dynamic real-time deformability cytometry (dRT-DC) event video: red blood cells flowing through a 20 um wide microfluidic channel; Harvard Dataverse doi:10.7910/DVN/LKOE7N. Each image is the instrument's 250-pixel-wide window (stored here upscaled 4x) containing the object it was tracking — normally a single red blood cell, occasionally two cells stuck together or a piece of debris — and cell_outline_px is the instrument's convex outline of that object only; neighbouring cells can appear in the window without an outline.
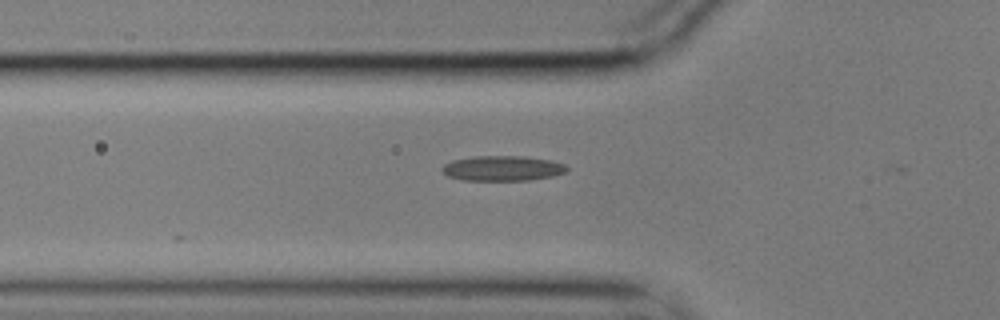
{"species": "common noctule bat (a hibernating species)", "species_latin": "Nyctalus noctula", "temperature_condition": "cold", "stored_images_in_passage": 15, "camera_frame_rate_fps": 3000, "um_per_image_px": 0.085, "animal": {"sex": "male", "body_mass_g": 17.9}, "frame": {"image": 1, "passage_image": 6, "time_ms": 1.667, "image_size_px": [1000, 320], "cell_outline_px": [[568, 172], [552, 176], [528, 180], [460, 180], [448, 176], [440, 168], [444, 164], [452, 160], [472, 156], [524, 156], [552, 160], [564, 164], [568, 168]], "centroid_in_image_um": [42.71, 14.3], "position_along_channel_um": 83.1, "area_um2": 18.38}}
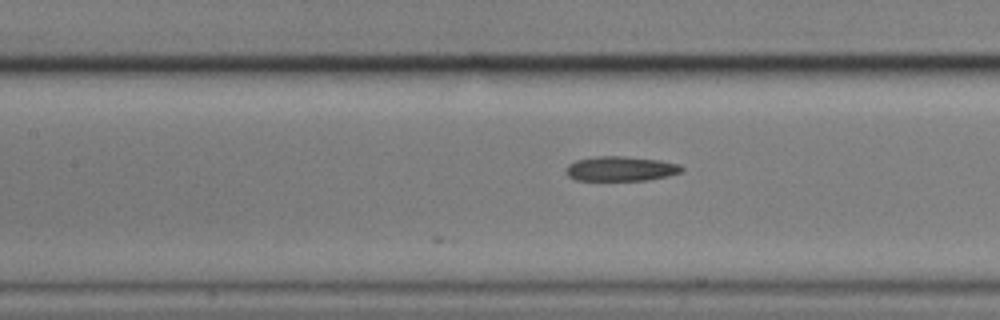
{"frame": {"image": 2, "passage_image": 12, "time_ms": 3.667, "image_size_px": [1000, 320], "cell_outline_px": [[684, 172], [668, 176], [648, 180], [576, 180], [568, 176], [564, 172], [564, 168], [568, 164], [576, 160], [596, 156], [624, 156], [660, 160], [680, 164], [684, 168]], "centroid_in_image_um": [52.77, 14.34], "position_along_channel_um": 154.6, "area_um2": 16.94}}
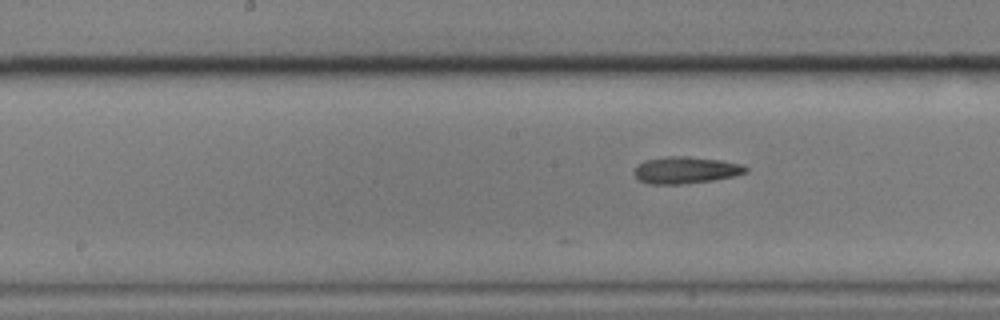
{"frame": {"image": 3, "passage_image": 15, "time_ms": 4.667, "image_size_px": [1000, 320], "cell_outline_px": [[748, 172], [732, 176], [712, 180], [680, 184], [648, 184], [640, 180], [632, 172], [644, 160], [668, 156], [688, 156], [720, 160], [744, 164], [748, 168]], "centroid_in_image_um": [58.3, 14.45], "position_along_channel_um": 189.9, "area_um2": 17.4}}